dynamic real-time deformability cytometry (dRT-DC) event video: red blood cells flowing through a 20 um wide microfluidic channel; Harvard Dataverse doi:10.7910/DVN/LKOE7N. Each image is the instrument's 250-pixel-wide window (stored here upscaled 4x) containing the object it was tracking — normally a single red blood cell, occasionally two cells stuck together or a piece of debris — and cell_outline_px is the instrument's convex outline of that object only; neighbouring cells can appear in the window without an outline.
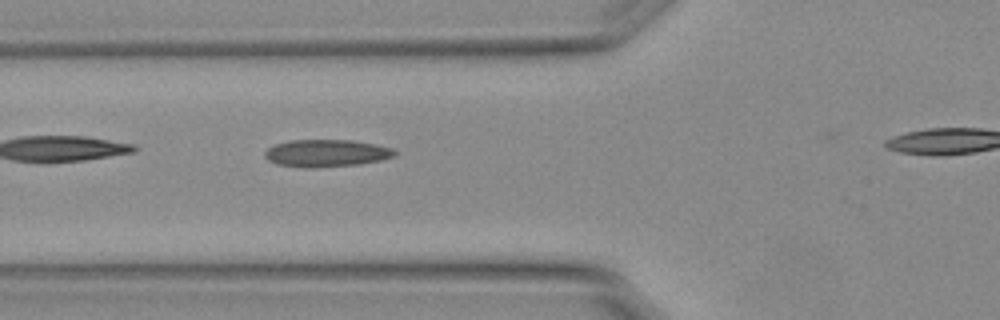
{"species": "Egyptian fruit bat (a non-hibernating species)", "species_latin": "Rousettus aegyptiacus", "temperature_condition": "warm", "stored_images_in_passage": 32, "camera_frame_rate_fps": 3000, "um_per_image_px": 0.085, "animal": {"sex": "female"}, "frame": {"image": 1, "passage_image": 5, "time_ms": 1.333, "image_size_px": [1000, 320], "cell_outline_px": [[396, 156], [380, 160], [360, 164], [316, 168], [304, 168], [276, 164], [268, 160], [264, 156], [264, 152], [268, 148], [276, 144], [288, 140], [352, 140], [376, 144], [392, 148], [396, 152]], "centroid_in_image_um": [27.73, 13.02], "position_along_channel_um": 98.1, "area_um2": 20.87}}